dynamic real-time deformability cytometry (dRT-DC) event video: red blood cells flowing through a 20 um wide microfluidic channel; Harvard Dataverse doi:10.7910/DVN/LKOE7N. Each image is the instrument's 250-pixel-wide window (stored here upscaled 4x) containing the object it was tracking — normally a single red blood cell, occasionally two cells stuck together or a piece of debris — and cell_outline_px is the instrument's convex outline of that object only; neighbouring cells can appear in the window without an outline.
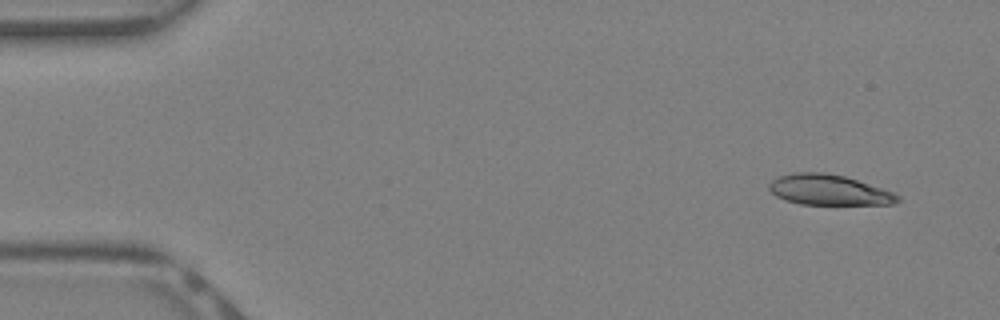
{"species": "Egyptian fruit bat (a non-hibernating species)", "species_latin": "Rousettus aegyptiacus", "temperature_condition": "warm", "stored_images_in_passage": 38, "camera_frame_rate_fps": 3000, "um_per_image_px": 0.085, "animal": {"sex": "female"}, "frame": {"image": 1, "passage_image": 1, "time_ms": 0.0, "image_size_px": [1000, 320], "cell_outline_px": [[900, 200], [896, 204], [800, 204], [784, 200], [776, 196], [768, 188], [768, 184], [772, 180], [780, 176], [792, 172], [824, 172], [844, 176], [892, 192], [900, 196]], "centroid_in_image_um": [70.41, 16.14], "position_along_channel_um": 14.6, "area_um2": 22.66}}
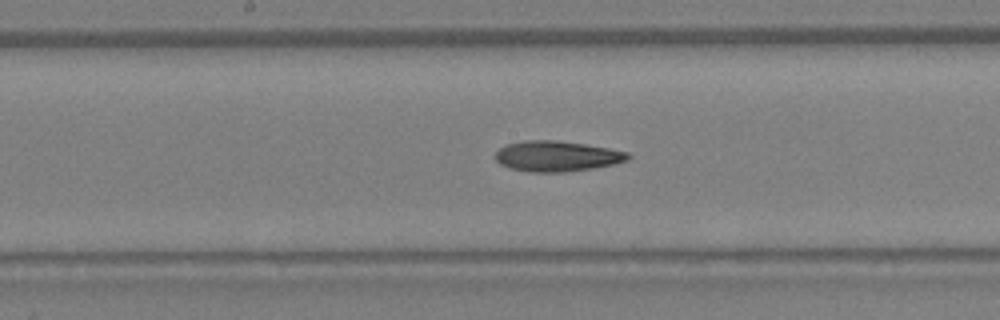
{"frame": {"image": 2, "passage_image": 19, "time_ms": 6.0, "image_size_px": [1000, 320], "cell_outline_px": [[632, 156], [628, 160], [616, 164], [592, 168], [564, 172], [532, 172], [512, 168], [500, 164], [496, 160], [496, 152], [500, 148], [508, 144], [524, 140], [552, 140], [584, 144], [608, 148], [628, 152]], "centroid_in_image_um": [47.37, 13.27], "position_along_channel_um": 200.8, "area_um2": 23.41}}
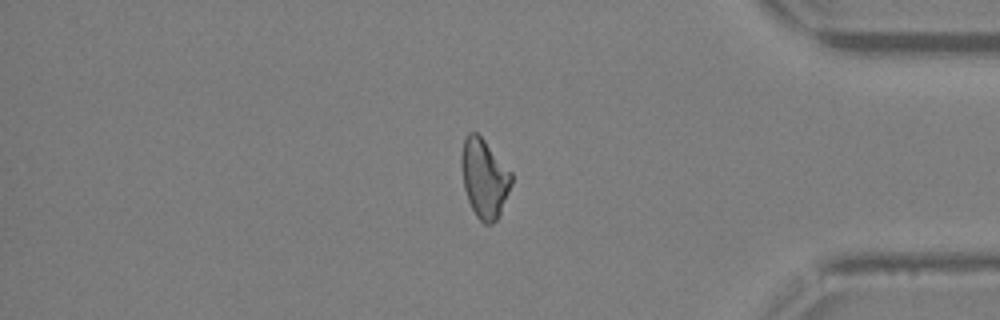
{"frame": {"image": 3, "passage_image": 32, "time_ms": 10.333, "image_size_px": [1000, 320], "cell_outline_px": [[512, 184], [500, 216], [492, 224], [484, 224], [476, 216], [468, 200], [464, 188], [460, 164], [460, 156], [464, 140], [468, 132], [476, 132], [484, 140], [512, 172]], "centroid_in_image_um": [41.17, 15.17], "position_along_channel_um": 394.0, "area_um2": 23.18}}